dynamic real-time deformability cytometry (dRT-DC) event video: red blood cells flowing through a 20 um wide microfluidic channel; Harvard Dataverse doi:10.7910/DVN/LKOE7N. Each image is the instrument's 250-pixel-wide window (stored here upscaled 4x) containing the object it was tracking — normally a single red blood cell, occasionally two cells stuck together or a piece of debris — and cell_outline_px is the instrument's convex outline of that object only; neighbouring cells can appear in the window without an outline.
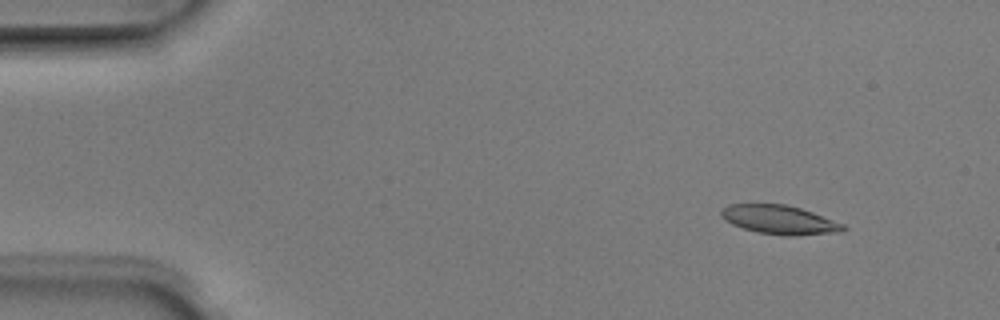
{"species": "Egyptian fruit bat (a non-hibernating species)", "species_latin": "Rousettus aegyptiacus", "temperature_condition": "room temperature", "stored_images_in_passage": 5, "camera_frame_rate_fps": 3000, "um_per_image_px": 0.085, "animal": {"sex": "male"}, "frame": {"image": 1, "passage_image": 2, "time_ms": 0.333, "image_size_px": [1000, 320], "cell_outline_px": [[848, 228], [844, 232], [796, 236], [788, 236], [760, 232], [744, 228], [732, 224], [724, 220], [720, 216], [720, 208], [728, 204], [788, 204], [812, 212], [844, 224]], "centroid_in_image_um": [66.27, 18.68], "position_along_channel_um": 18.7, "area_um2": 20.75}}
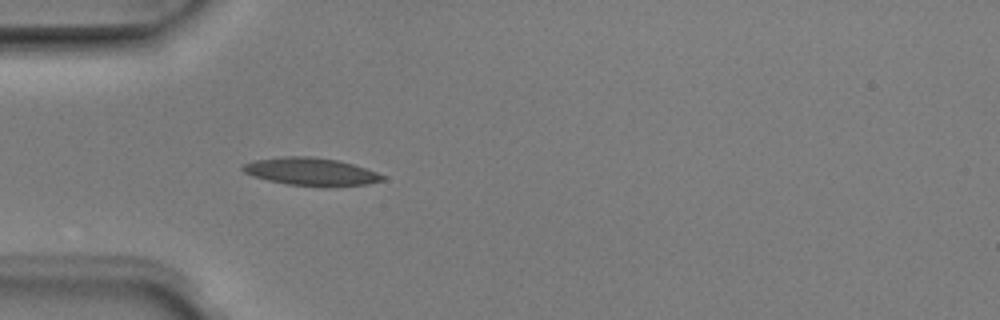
{"frame": {"image": 2, "passage_image": 5, "time_ms": 1.333, "image_size_px": [1000, 320], "cell_outline_px": [[384, 180], [368, 184], [328, 188], [320, 188], [288, 184], [268, 180], [252, 176], [244, 172], [240, 168], [244, 164], [252, 160], [284, 156], [312, 156], [336, 160], [352, 164], [376, 172], [384, 176]], "centroid_in_image_um": [26.41, 14.61], "position_along_channel_um": 58.6, "area_um2": 22.95}}